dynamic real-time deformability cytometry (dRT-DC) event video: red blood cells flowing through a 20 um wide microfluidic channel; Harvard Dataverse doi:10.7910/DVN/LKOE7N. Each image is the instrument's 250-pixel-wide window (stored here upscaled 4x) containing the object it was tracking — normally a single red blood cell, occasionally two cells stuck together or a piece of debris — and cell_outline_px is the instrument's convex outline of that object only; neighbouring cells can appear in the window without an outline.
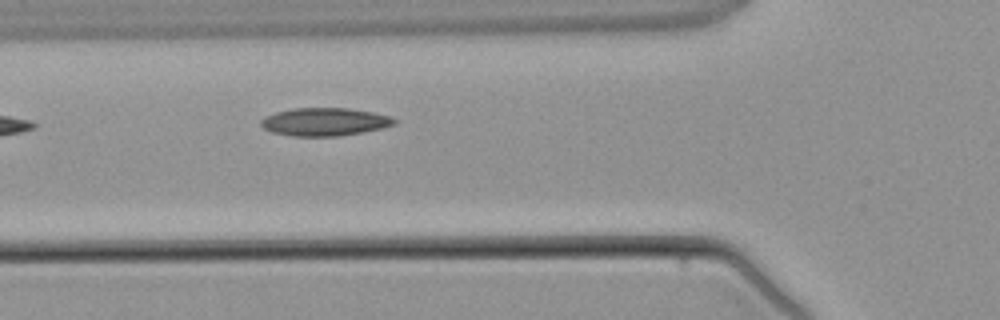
{"species": "common noctule bat (a hibernating species)", "species_latin": "Nyctalus noctula", "temperature_condition": "warm", "stored_images_in_passage": 2, "camera_frame_rate_fps": 3000, "um_per_image_px": 0.085, "animal": {"sex": "male", "body_mass_g": 21.5, "forearm_length_mm": 52.0}, "frame": {"image": 1, "passage_image": 2, "time_ms": 1.333, "image_size_px": [1000, 320], "cell_outline_px": [[396, 124], [384, 128], [364, 132], [340, 136], [292, 136], [272, 132], [264, 128], [260, 124], [260, 120], [264, 116], [276, 112], [292, 108], [348, 108], [372, 112], [388, 116], [396, 120]], "centroid_in_image_um": [27.58, 10.36], "position_along_channel_um": 98.2, "area_um2": 21.85}}